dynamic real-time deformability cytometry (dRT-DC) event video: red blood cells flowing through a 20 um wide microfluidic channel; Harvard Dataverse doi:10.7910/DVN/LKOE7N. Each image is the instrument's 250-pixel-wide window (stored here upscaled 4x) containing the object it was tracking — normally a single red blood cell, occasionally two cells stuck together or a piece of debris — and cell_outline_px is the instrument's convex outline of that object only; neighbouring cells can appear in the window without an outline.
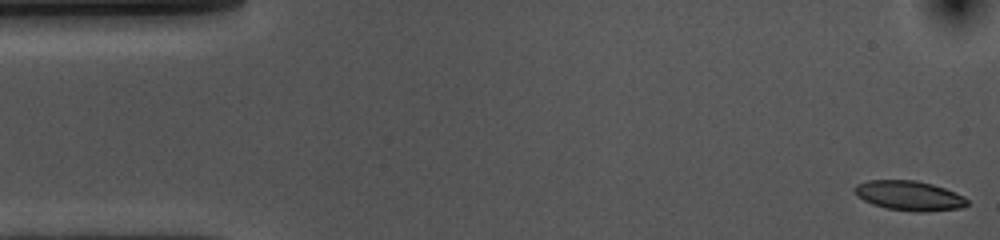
{"species": "common noctule bat (a hibernating species)", "species_latin": "Nyctalus noctula", "temperature_condition": "cold", "stored_images_in_passage": 54, "camera_frame_rate_fps": 3000, "um_per_image_px": 0.085, "animal": {"sex": "female", "body_mass_g": 10.0, "forearm_length_mm": 53.1}, "frame": {"image": 1, "passage_image": 1, "time_ms": 0.0, "image_size_px": [1000, 240], "cell_outline_px": [[968, 204], [964, 208], [920, 212], [884, 208], [872, 204], [856, 196], [852, 188], [856, 184], [868, 180], [916, 180], [932, 184], [956, 192], [964, 196], [968, 200]], "centroid_in_image_um": [77.27, 16.63], "position_along_channel_um": 7.7, "area_um2": 19.71}}
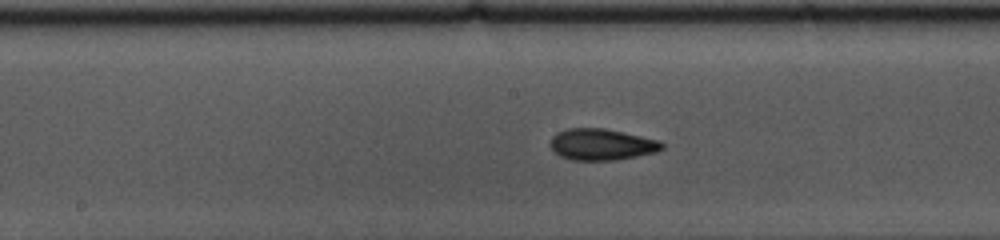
{"frame": {"image": 2, "passage_image": 26, "time_ms": 8.333, "image_size_px": [1000, 240], "cell_outline_px": [[664, 148], [656, 152], [616, 160], [572, 160], [560, 156], [548, 144], [552, 136], [556, 132], [568, 128], [604, 128], [660, 140], [664, 144]], "centroid_in_image_um": [51.13, 12.27], "position_along_channel_um": 197.1, "area_um2": 20.52}}
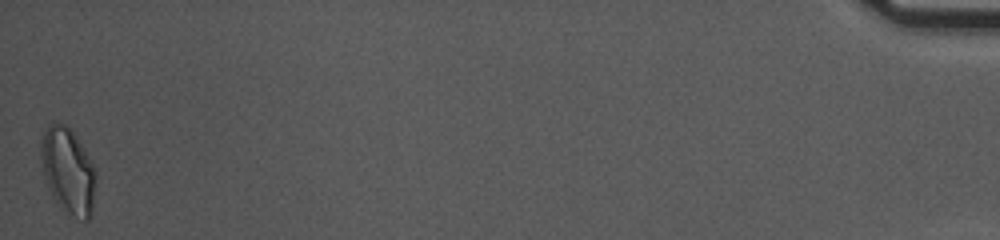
{"frame": {"image": 3, "passage_image": 54, "time_ms": 17.667, "image_size_px": [1000, 240], "cell_outline_px": [[96, 176], [92, 212], [88, 220], [84, 220], [64, 212], [60, 208], [52, 196], [48, 188], [44, 176], [40, 156], [40, 144], [44, 132], [48, 124], [64, 124], [76, 136], [92, 164], [96, 172]], "centroid_in_image_um": [5.77, 14.55], "position_along_channel_um": 429.4, "area_um2": 27.28}, "authors_computed_cell_mechanics": {"area_um2": 20.1144, "velocity_mm_per_s": 3.5893, "shape_relaxation_time_tau1_ms": 3.2443, "shape_relaxation_time_tau2_ms": 2.3478, "deformation_change_tau1": 0.1406, "deformation_change_tau2": 0.0942}}